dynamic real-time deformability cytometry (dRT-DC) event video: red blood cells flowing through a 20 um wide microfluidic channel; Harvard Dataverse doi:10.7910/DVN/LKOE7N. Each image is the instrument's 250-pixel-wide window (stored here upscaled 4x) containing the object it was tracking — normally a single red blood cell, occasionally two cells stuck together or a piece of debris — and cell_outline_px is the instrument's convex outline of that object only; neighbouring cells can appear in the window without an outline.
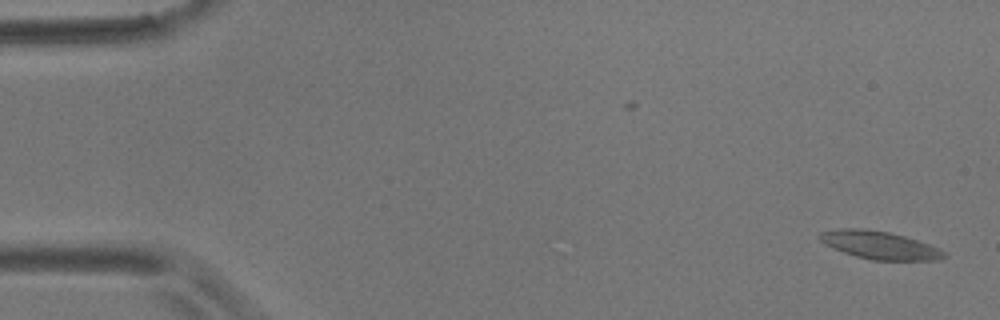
{"species": "common noctule bat (a hibernating species)", "species_latin": "Nyctalus noctula", "temperature_condition": "room temperature", "stored_images_in_passage": 2, "camera_frame_rate_fps": 3000, "um_per_image_px": 0.085, "animal": {"sex": "male", "body_mass_g": 17.9}, "frame": {"image": 1, "passage_image": 2, "time_ms": 1.0, "image_size_px": [1000, 320], "cell_outline_px": [[948, 256], [940, 260], [872, 260], [856, 256], [844, 252], [824, 244], [816, 236], [820, 232], [840, 228], [864, 228], [888, 232], [904, 236], [940, 248], [948, 252]], "centroid_in_image_um": [74.78, 20.83], "position_along_channel_um": 10.2, "area_um2": 20.35}}